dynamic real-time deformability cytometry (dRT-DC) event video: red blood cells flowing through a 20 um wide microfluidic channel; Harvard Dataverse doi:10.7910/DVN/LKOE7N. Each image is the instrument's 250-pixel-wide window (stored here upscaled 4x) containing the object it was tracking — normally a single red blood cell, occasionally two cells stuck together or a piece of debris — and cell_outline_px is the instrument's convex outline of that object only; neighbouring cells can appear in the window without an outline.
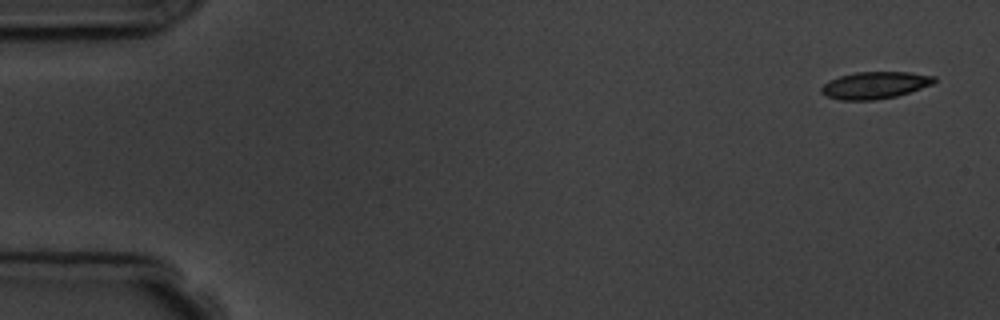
{"species": "common noctule bat (a hibernating species)", "species_latin": "Nyctalus noctula", "temperature_condition": "room temperature", "stored_images_in_passage": 4, "camera_frame_rate_fps": 3000, "um_per_image_px": 0.085, "animal": {"sex": "male", "body_mass_g": 19.5, "forearm_length_mm": 54.6}, "frame": {"image": 1, "passage_image": 1, "time_ms": 0.0, "image_size_px": [1000, 320], "cell_outline_px": [[936, 80], [932, 84], [896, 96], [876, 100], [840, 100], [828, 96], [820, 92], [820, 88], [828, 80], [840, 76], [856, 72], [908, 72], [936, 76]], "centroid_in_image_um": [74.34, 7.24], "position_along_channel_um": 10.7, "area_um2": 17.69}}